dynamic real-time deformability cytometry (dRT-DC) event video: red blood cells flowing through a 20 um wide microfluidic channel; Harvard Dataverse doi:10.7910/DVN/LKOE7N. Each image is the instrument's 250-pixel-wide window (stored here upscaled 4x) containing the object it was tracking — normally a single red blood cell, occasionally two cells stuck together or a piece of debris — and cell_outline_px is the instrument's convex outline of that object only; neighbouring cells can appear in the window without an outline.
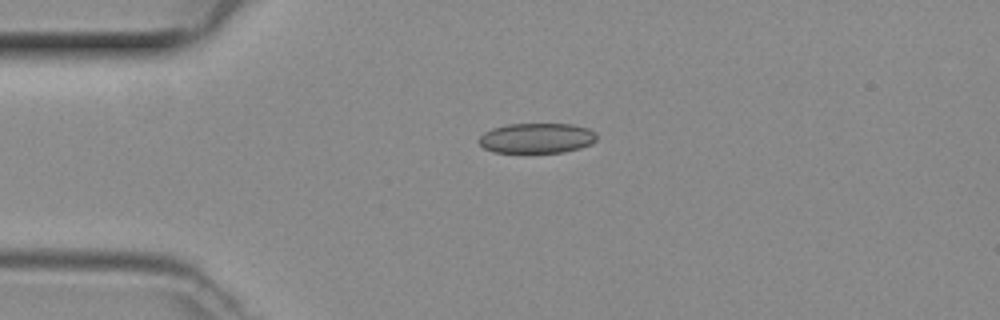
{"species": "common noctule bat (a hibernating species)", "species_latin": "Nyctalus noctula", "temperature_condition": "room temperature", "stored_images_in_passage": 38, "camera_frame_rate_fps": 3000, "um_per_image_px": 0.085, "animal": {"sex": "female", "body_mass_g": 29.2, "forearm_length_mm": 56.3}, "frame": {"image": 1, "passage_image": 1, "time_ms": 0.0, "image_size_px": [1000, 320], "cell_outline_px": [[596, 140], [592, 144], [580, 148], [564, 152], [492, 152], [484, 148], [476, 140], [484, 132], [492, 128], [508, 124], [572, 124], [588, 128], [596, 132]], "centroid_in_image_um": [45.62, 11.74], "position_along_channel_um": 39.4, "area_um2": 20.81}}
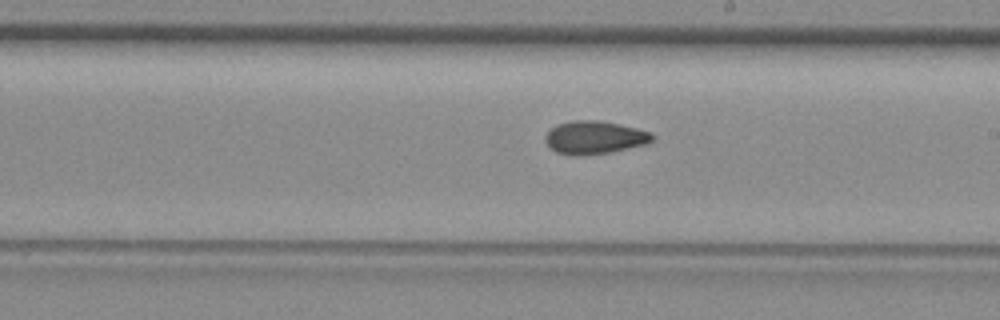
{"frame": {"image": 2, "passage_image": 17, "time_ms": 5.333, "image_size_px": [1000, 320], "cell_outline_px": [[656, 136], [652, 140], [644, 144], [628, 148], [608, 152], [580, 156], [572, 156], [556, 152], [548, 144], [544, 136], [556, 124], [572, 120], [600, 120], [620, 124], [652, 132]], "centroid_in_image_um": [50.53, 11.67], "position_along_channel_um": 238.5, "area_um2": 20.58}}
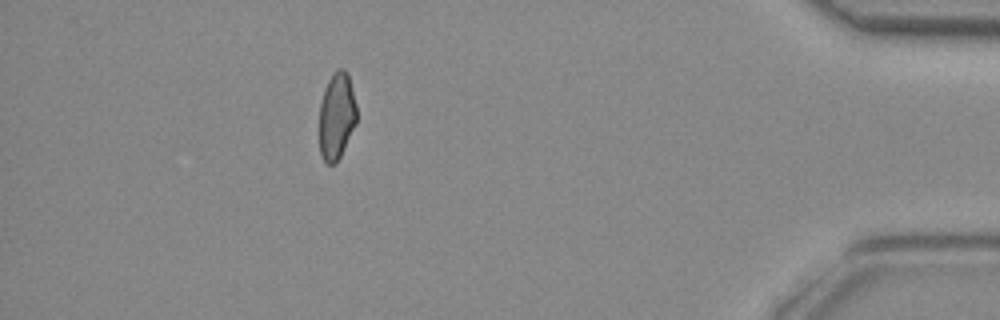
{"frame": {"image": 3, "passage_image": 33, "time_ms": 10.667, "image_size_px": [1000, 320], "cell_outline_px": [[356, 124], [336, 164], [328, 164], [320, 156], [320, 104], [324, 88], [328, 80], [336, 68], [344, 68], [348, 76], [356, 104]], "centroid_in_image_um": [28.6, 9.86], "position_along_channel_um": 406.6, "area_um2": 18.84}}